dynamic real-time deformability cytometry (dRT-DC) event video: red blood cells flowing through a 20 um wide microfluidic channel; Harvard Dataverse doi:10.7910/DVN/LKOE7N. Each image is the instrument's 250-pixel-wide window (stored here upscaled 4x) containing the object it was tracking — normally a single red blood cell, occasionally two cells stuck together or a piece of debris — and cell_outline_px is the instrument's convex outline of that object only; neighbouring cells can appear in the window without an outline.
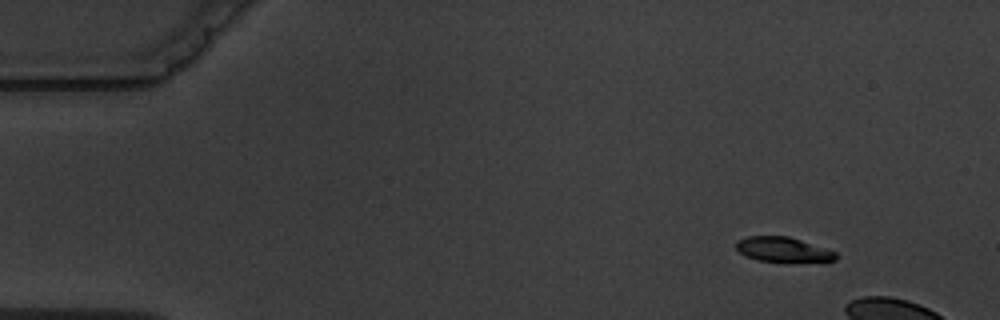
{"species": "common noctule bat (a hibernating species)", "species_latin": "Nyctalus noctula", "temperature_condition": "warm", "stored_images_in_passage": 4, "camera_frame_rate_fps": 3000, "um_per_image_px": 0.085, "animal": {"sex": "male", "body_mass_g": 19.5, "forearm_length_mm": 54.6}, "frame": {"image": 1, "passage_image": 1, "time_ms": 0.0, "image_size_px": [1000, 320], "cell_outline_px": [[836, 260], [756, 260], [744, 256], [736, 248], [736, 240], [748, 236], [788, 236], [836, 252]], "centroid_in_image_um": [66.45, 21.17], "position_along_channel_um": 18.5, "area_um2": 13.76}}